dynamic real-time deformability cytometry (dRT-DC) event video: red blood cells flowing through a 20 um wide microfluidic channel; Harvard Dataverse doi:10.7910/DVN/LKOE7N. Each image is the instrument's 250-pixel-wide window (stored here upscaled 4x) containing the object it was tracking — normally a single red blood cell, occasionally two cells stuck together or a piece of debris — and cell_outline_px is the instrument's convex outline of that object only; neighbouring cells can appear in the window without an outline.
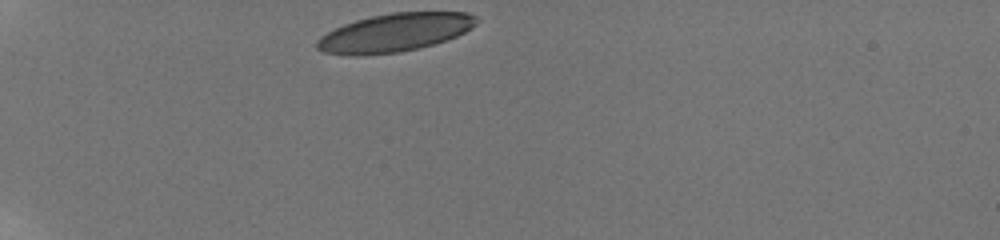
{"species": "human", "species_latin": "Homo sapiens", "temperature_condition": "room temperature", "stored_images_in_passage": 3, "camera_frame_rate_fps": 3000, "um_per_image_px": 0.085, "donor": {"sex": "male"}, "frame": {"image": 1, "passage_image": 1, "time_ms": 0.0, "image_size_px": [1000, 240], "cell_outline_px": [[480, 20], [472, 28], [456, 36], [420, 48], [400, 52], [360, 56], [348, 56], [324, 52], [316, 48], [316, 40], [320, 36], [344, 24], [356, 20], [372, 16], [392, 12], [468, 12], [476, 16]], "centroid_in_image_um": [33.55, 2.78], "position_along_channel_um": 51.5, "area_um2": 35.72}}
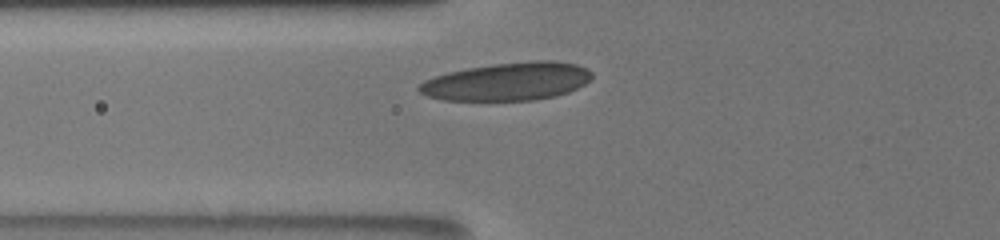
{"frame": {"image": 2, "passage_image": 3, "time_ms": 2.0, "image_size_px": [1000, 240], "cell_outline_px": [[592, 80], [568, 92], [556, 96], [536, 100], [440, 100], [428, 96], [420, 92], [416, 88], [424, 80], [448, 72], [468, 68], [496, 64], [536, 60], [552, 60], [576, 64], [588, 68], [592, 72]], "centroid_in_image_um": [43.16, 6.93], "position_along_channel_um": 82.6, "area_um2": 38.26}}